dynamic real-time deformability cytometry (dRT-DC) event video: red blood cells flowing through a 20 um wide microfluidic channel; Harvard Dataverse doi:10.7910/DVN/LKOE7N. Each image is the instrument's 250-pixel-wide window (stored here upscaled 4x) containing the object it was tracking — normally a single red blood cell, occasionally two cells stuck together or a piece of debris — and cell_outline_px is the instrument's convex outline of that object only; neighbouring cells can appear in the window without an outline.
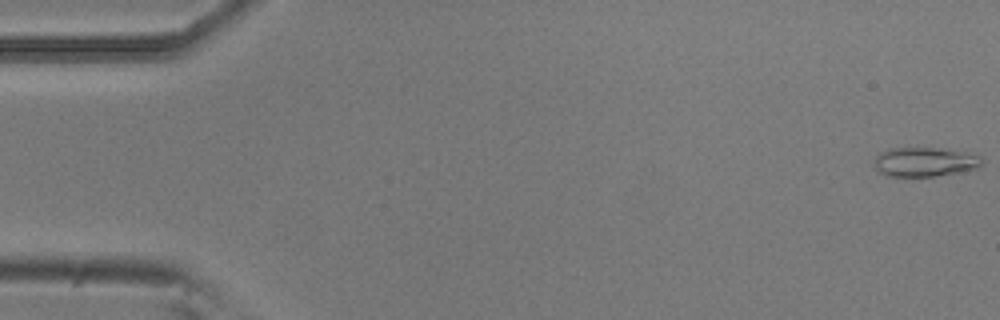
{"species": "common noctule bat (a hibernating species)", "species_latin": "Nyctalus noctula", "temperature_condition": "room temperature", "stored_images_in_passage": 5, "camera_frame_rate_fps": 3000, "um_per_image_px": 0.085, "animal": {"sex": "male", "body_mass_g": 20.5, "forearm_length_mm": 52.5}, "frame": {"image": 1, "passage_image": 1, "time_ms": 0.0, "image_size_px": [1000, 320], "cell_outline_px": [[984, 164], [980, 168], [960, 172], [936, 176], [888, 176], [876, 172], [876, 156], [880, 152], [888, 148], [940, 148], [960, 152], [976, 156], [984, 160]], "centroid_in_image_um": [78.6, 13.78], "position_along_channel_um": 6.4, "area_um2": 18.32}}